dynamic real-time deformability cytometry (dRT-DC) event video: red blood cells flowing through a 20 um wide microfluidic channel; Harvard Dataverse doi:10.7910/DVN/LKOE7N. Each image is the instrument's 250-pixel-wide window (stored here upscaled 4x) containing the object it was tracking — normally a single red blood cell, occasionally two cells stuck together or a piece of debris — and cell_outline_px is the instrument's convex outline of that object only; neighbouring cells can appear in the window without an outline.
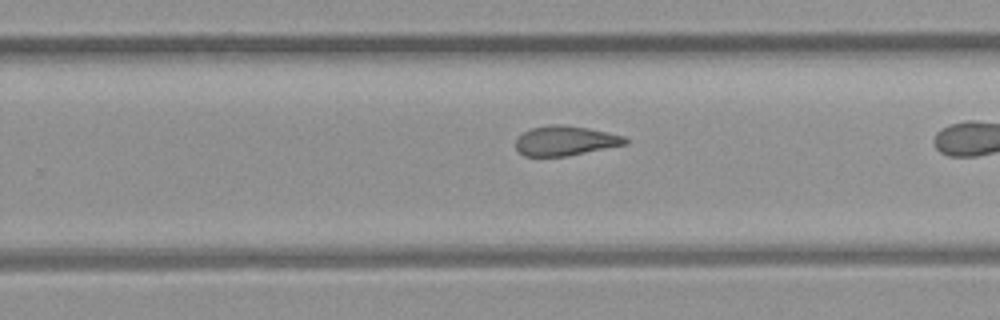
{"species": "common noctule bat (a hibernating species)", "species_latin": "Nyctalus noctula", "temperature_condition": "room temperature", "stored_images_in_passage": 28, "camera_frame_rate_fps": 3000, "um_per_image_px": 0.085, "animal": {"sex": "female", "body_mass_g": 21.9}, "frame": {"image": 1, "passage_image": 16, "time_ms": 5.0, "image_size_px": [1000, 320], "cell_outline_px": [[628, 144], [568, 156], [524, 156], [516, 148], [516, 136], [532, 128], [548, 124], [564, 124], [588, 128], [624, 136], [628, 140]], "centroid_in_image_um": [48.04, 11.96], "position_along_channel_um": 281.8, "area_um2": 19.07}}